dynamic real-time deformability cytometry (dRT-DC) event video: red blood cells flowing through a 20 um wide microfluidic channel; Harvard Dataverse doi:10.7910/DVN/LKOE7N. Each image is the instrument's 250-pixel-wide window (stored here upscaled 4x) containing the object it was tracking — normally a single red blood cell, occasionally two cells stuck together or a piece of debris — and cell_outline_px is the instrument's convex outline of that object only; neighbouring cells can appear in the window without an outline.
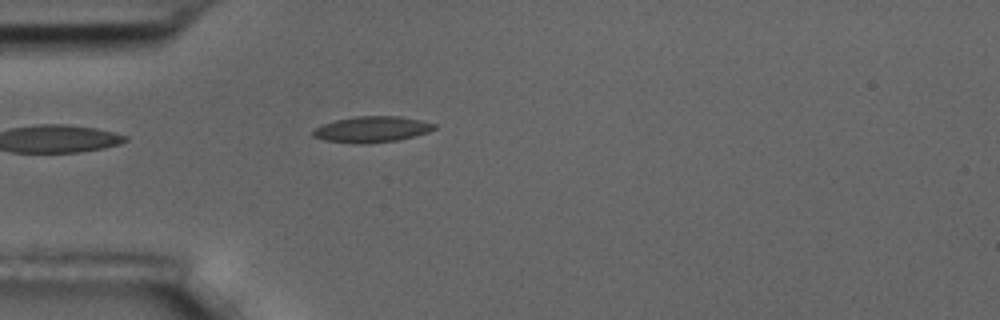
{"species": "common noctule bat (a hibernating species)", "species_latin": "Nyctalus noctula", "temperature_condition": "room temperature", "stored_images_in_passage": 41, "camera_frame_rate_fps": 3000, "um_per_image_px": 0.085, "animal": {"sex": "male", "body_mass_g": 17.5, "forearm_length_mm": 52.3}, "frame": {"image": 1, "passage_image": 1, "time_ms": 0.0, "image_size_px": [1000, 320], "cell_outline_px": [[436, 128], [428, 132], [400, 140], [368, 144], [352, 144], [324, 140], [312, 136], [312, 132], [316, 128], [324, 124], [336, 120], [356, 116], [400, 116], [420, 120], [436, 124]], "centroid_in_image_um": [31.61, 11.01], "position_along_channel_um": 53.4, "area_um2": 18.5}}
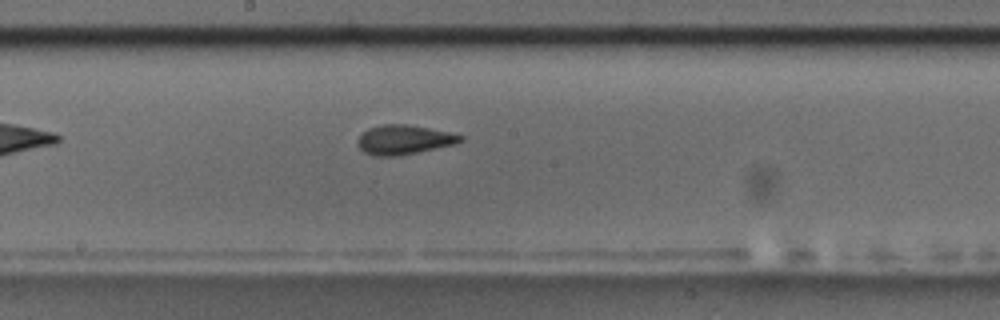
{"frame": {"image": 2, "passage_image": 15, "time_ms": 4.667, "image_size_px": [1000, 320], "cell_outline_px": [[464, 140], [456, 144], [400, 156], [376, 156], [364, 152], [356, 144], [356, 140], [368, 128], [384, 124], [408, 124], [448, 132], [464, 136]], "centroid_in_image_um": [34.33, 11.88], "position_along_channel_um": 213.9, "area_um2": 17.69}}
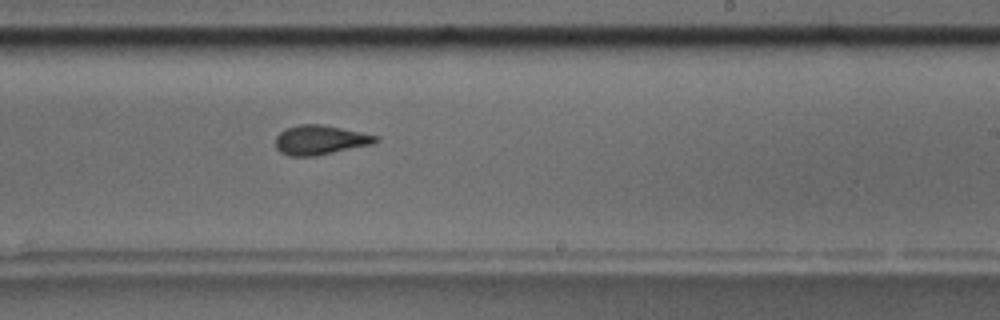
{"frame": {"image": 3, "passage_image": 19, "time_ms": 6.0, "image_size_px": [1000, 320], "cell_outline_px": [[380, 140], [376, 144], [316, 156], [288, 156], [280, 152], [276, 148], [276, 136], [284, 128], [300, 124], [320, 124], [380, 136]], "centroid_in_image_um": [27.24, 11.91], "position_along_channel_um": 261.8, "area_um2": 17.46}, "authors_computed_cell_mechanics": {"area_um2": 17.4556, "velocity_mm_per_s": 3.6043, "shape_relaxation_time_tau1_ms": 4.826, "shape_relaxation_time_tau2_ms": 2.179, "deformation_change_tau1": 0.1554, "deformation_change_tau2": 0.0752}}